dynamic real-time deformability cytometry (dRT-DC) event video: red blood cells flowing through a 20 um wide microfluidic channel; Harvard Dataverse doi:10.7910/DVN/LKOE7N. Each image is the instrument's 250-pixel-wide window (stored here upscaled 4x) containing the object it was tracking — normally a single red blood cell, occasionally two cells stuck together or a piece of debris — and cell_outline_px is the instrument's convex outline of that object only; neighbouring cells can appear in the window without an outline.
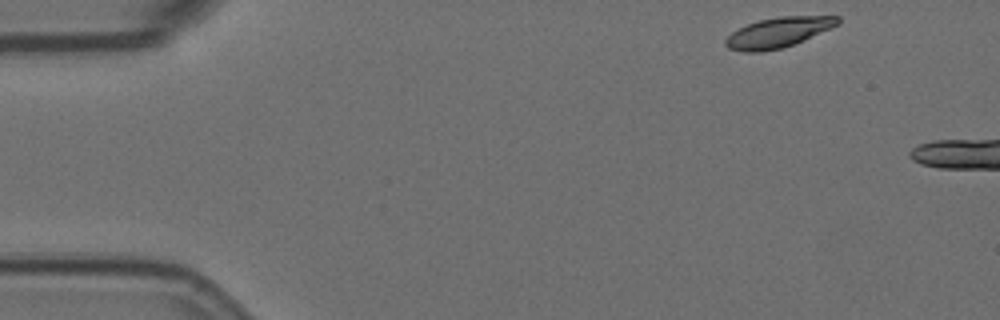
{"species": "Egyptian fruit bat (a non-hibernating species)", "species_latin": "Rousettus aegyptiacus", "temperature_condition": "room temperature", "stored_images_in_passage": 2, "camera_frame_rate_fps": 3000, "um_per_image_px": 0.085, "animal": {"sex": "female"}, "frame": {"image": 1, "passage_image": 2, "time_ms": 0.333, "image_size_px": [1000, 320], "cell_outline_px": [[840, 24], [804, 40], [784, 48], [764, 52], [744, 52], [728, 48], [724, 44], [724, 40], [732, 32], [748, 24], [760, 20], [780, 16], [840, 16]], "centroid_in_image_um": [66.16, 2.77], "position_along_channel_um": 18.8, "area_um2": 19.77}}